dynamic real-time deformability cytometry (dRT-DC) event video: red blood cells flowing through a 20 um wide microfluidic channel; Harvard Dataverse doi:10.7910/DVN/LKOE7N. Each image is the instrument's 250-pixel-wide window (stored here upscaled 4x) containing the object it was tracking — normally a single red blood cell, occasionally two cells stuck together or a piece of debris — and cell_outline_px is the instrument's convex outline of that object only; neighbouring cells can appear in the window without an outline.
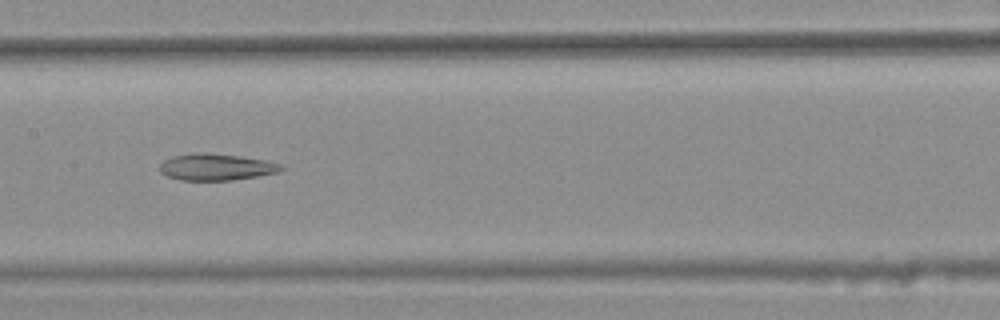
{"species": "common noctule bat (a hibernating species)", "species_latin": "Nyctalus noctula", "temperature_condition": "warm", "stored_images_in_passage": 47, "segment_of_instrument_passage": [2, 2], "camera_frame_rate_fps": 3000, "um_per_image_px": 0.085, "animal": {"sex": "female", "body_mass_g": 25.1}, "frame": {"image": 1, "passage_image": 27, "time_ms": 8.667, "image_size_px": [1000, 320], "cell_outline_px": [[284, 168], [276, 172], [256, 176], [232, 180], [180, 180], [168, 176], [160, 172], [160, 164], [164, 160], [172, 156], [196, 152], [200, 152], [240, 156], [268, 160], [280, 164]], "centroid_in_image_um": [18.35, 14.19], "position_along_channel_um": 189.1, "area_um2": 18.73}}
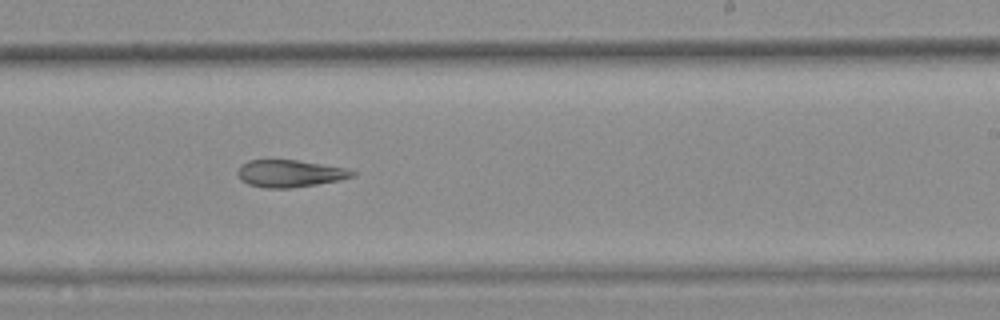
{"frame": {"image": 2, "passage_image": 33, "time_ms": 10.667, "image_size_px": [1000, 320], "cell_outline_px": [[356, 176], [340, 180], [292, 188], [264, 188], [248, 184], [240, 180], [236, 172], [240, 164], [248, 160], [296, 160], [348, 168], [356, 172]], "centroid_in_image_um": [24.62, 14.75], "position_along_channel_um": 264.4, "area_um2": 18.38}}
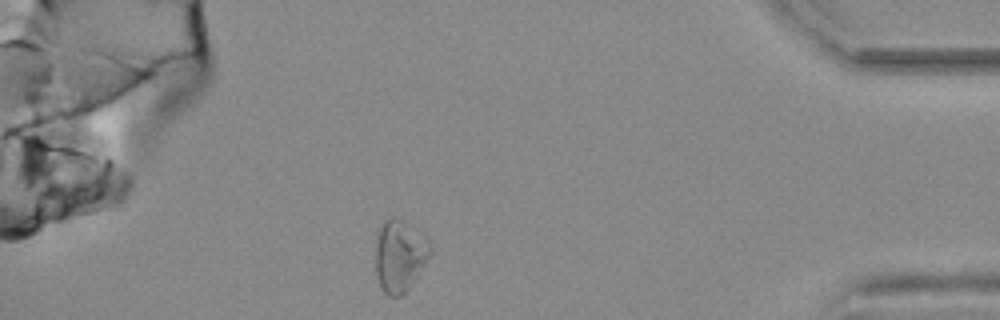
{"frame": {"image": 3, "passage_image": 47, "time_ms": 15.333, "image_size_px": [1000, 320], "cell_outline_px": [[432, 252], [408, 288], [400, 296], [388, 296], [384, 292], [376, 276], [376, 244], [380, 228], [384, 220], [392, 216], [400, 220], [428, 236], [432, 244]], "centroid_in_image_um": [33.99, 21.71], "position_along_channel_um": 401.2, "area_um2": 22.72}}